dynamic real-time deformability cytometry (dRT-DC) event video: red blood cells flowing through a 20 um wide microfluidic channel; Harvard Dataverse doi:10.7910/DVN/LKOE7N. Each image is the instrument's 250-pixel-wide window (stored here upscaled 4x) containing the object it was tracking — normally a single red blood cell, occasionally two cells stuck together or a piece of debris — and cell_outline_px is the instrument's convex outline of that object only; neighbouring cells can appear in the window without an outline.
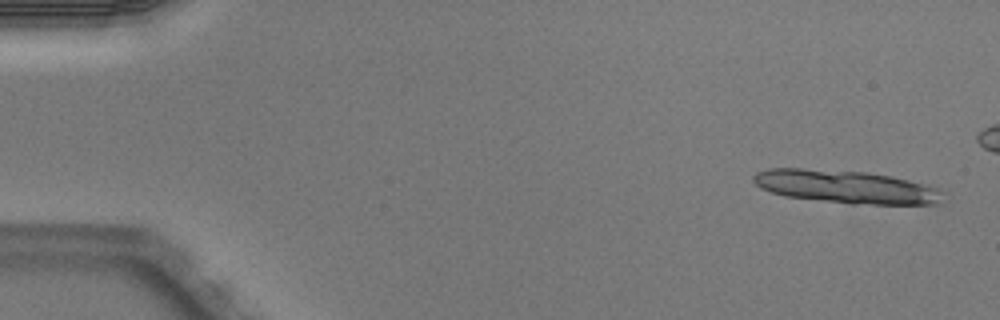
{"species": "Egyptian fruit bat (a non-hibernating species)", "species_latin": "Rousettus aegyptiacus", "temperature_condition": "warm", "stored_images_in_passage": 5, "camera_frame_rate_fps": 3000, "um_per_image_px": 0.085, "animal": {"sex": "male"}, "frame": {"image": 1, "passage_image": 1, "time_ms": 0.0, "image_size_px": [1000, 320], "cell_outline_px": [[944, 192], [936, 204], [852, 204], [784, 196], [760, 188], [752, 180], [752, 176], [756, 172], [768, 168], [800, 168], [868, 172], [892, 176], [908, 180], [936, 188]], "centroid_in_image_um": [71.83, 15.87], "position_along_channel_um": 13.2, "area_um2": 36.36}}